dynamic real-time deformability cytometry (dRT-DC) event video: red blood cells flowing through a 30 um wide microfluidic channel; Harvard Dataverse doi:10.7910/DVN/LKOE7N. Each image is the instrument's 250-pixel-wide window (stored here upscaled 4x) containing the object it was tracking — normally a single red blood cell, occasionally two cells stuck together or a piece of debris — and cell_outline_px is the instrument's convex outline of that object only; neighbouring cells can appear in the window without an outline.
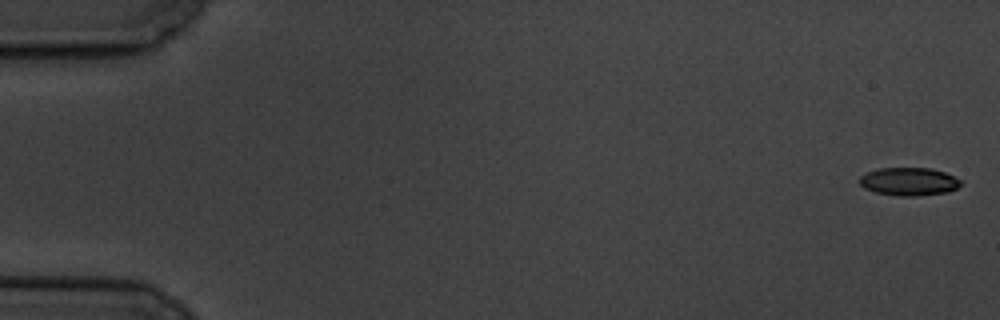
{"species": "common noctule bat (a hibernating species)", "species_latin": "Nyctalus noctula", "temperature_condition": "cold", "stored_images_in_passage": 6, "camera_frame_rate_fps": 3000, "um_per_image_px": 0.085, "animal": {"sex": "male", "body_mass_g": 19.5, "forearm_length_mm": 54.6}, "frame": {"image": 1, "passage_image": 1, "time_ms": 0.0, "image_size_px": [1000, 320], "cell_outline_px": [[960, 184], [956, 188], [948, 192], [916, 196], [896, 196], [876, 192], [864, 188], [860, 184], [860, 176], [876, 168], [932, 168], [944, 172], [960, 180]], "centroid_in_image_um": [77.23, 15.43], "position_along_channel_um": 7.8, "area_um2": 16.47}}
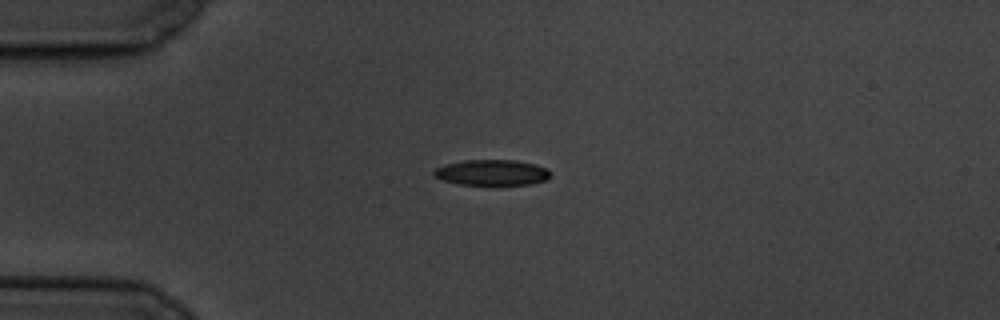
{"frame": {"image": 2, "passage_image": 5, "time_ms": 4.667, "image_size_px": [1000, 320], "cell_outline_px": [[552, 176], [548, 180], [532, 184], [460, 184], [444, 180], [432, 176], [432, 172], [436, 168], [444, 164], [464, 160], [516, 160], [536, 164], [548, 168], [552, 172]], "centroid_in_image_um": [41.87, 14.65], "position_along_channel_um": 43.1, "area_um2": 17.63}}